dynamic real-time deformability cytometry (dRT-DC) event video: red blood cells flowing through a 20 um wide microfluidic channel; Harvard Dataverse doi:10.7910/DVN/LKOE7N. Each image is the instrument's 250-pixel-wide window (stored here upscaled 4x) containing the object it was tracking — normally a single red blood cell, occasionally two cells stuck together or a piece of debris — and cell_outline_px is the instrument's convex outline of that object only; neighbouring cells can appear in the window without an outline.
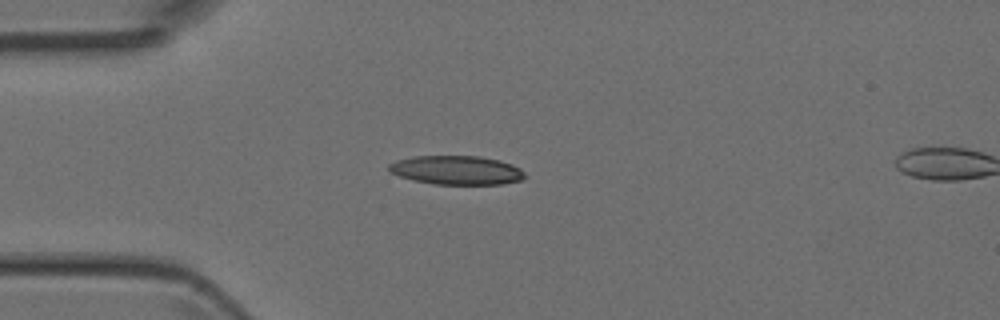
{"species": "Egyptian fruit bat (a non-hibernating species)", "species_latin": "Rousettus aegyptiacus", "temperature_condition": "room temperature", "stored_images_in_passage": 48, "segment_of_instrument_passage": [1, 2], "camera_frame_rate_fps": 3000, "um_per_image_px": 0.085, "animal": {"sex": "female"}, "frame": {"image": 1, "passage_image": 12, "time_ms": 3.667, "image_size_px": [1000, 320], "cell_outline_px": [[524, 176], [520, 180], [504, 184], [432, 184], [412, 180], [388, 172], [388, 164], [396, 160], [412, 156], [480, 156], [500, 160], [512, 164], [520, 168], [524, 172]], "centroid_in_image_um": [38.77, 14.46], "position_along_channel_um": 46.2, "area_um2": 23.06}}
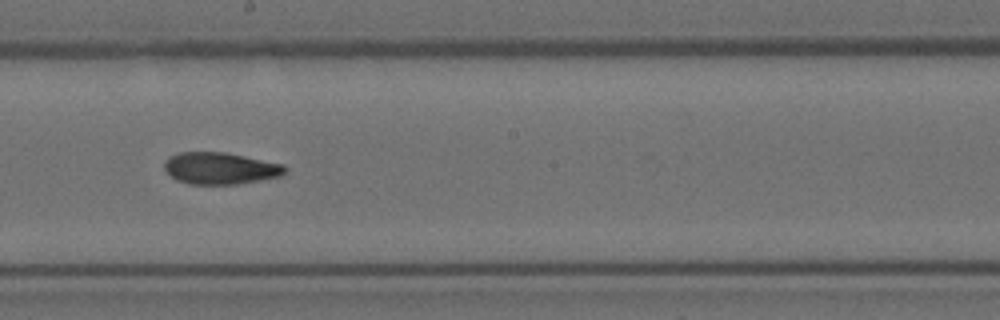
{"frame": {"image": 2, "passage_image": 26, "time_ms": 8.333, "image_size_px": [1000, 320], "cell_outline_px": [[288, 168], [280, 176], [236, 184], [188, 184], [176, 180], [164, 168], [164, 160], [168, 156], [180, 152], [224, 152], [284, 164]], "centroid_in_image_um": [18.69, 14.3], "position_along_channel_um": 229.5, "area_um2": 22.31}}
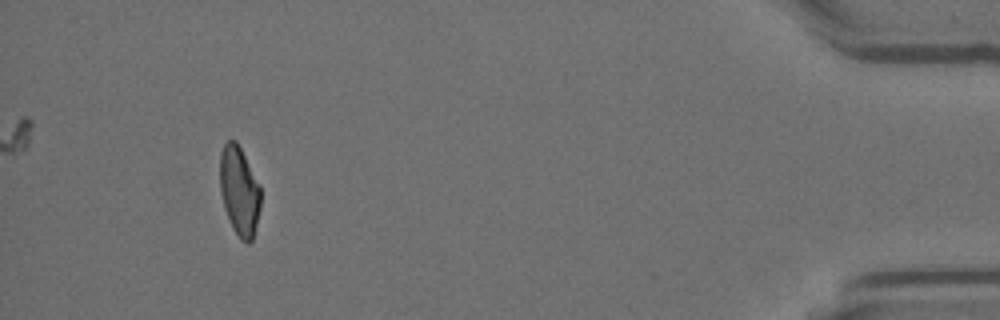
{"frame": {"image": 3, "passage_image": 44, "time_ms": 14.333, "image_size_px": [1000, 320], "cell_outline_px": [[260, 208], [252, 240], [248, 244], [240, 240], [232, 228], [228, 220], [224, 208], [220, 192], [220, 152], [224, 144], [228, 140], [236, 140], [260, 184]], "centroid_in_image_um": [20.33, 16.24], "position_along_channel_um": 414.9, "area_um2": 21.33}}